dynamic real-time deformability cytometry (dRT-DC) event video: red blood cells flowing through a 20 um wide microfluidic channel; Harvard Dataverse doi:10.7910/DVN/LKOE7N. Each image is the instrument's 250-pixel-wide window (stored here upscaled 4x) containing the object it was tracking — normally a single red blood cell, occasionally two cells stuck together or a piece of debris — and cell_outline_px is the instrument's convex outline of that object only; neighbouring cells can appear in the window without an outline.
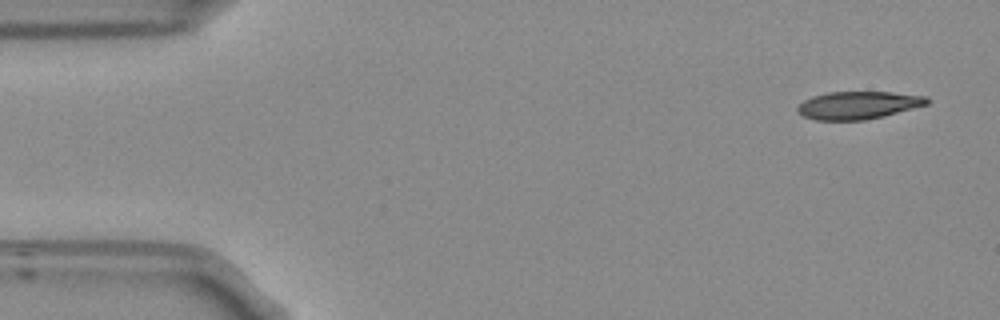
{"species": "Egyptian fruit bat (a non-hibernating species)", "species_latin": "Rousettus aegyptiacus", "temperature_condition": "room temperature", "stored_images_in_passage": 51, "camera_frame_rate_fps": 3000, "um_per_image_px": 0.085, "frame": {"image": 1, "passage_image": 1, "time_ms": 0.0, "image_size_px": [1000, 320], "cell_outline_px": [[932, 100], [928, 104], [884, 116], [864, 120], [816, 120], [804, 116], [796, 112], [796, 108], [804, 100], [812, 96], [828, 92], [892, 92], [928, 96]], "centroid_in_image_um": [72.97, 8.94], "position_along_channel_um": 12.0, "area_um2": 21.04}}
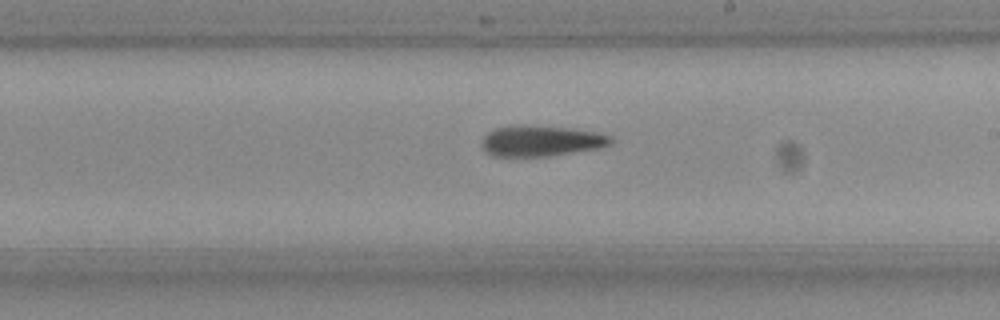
{"frame": {"image": 2, "passage_image": 28, "time_ms": 9.0, "image_size_px": [1000, 320], "cell_outline_px": [[612, 144], [600, 148], [552, 156], [492, 156], [484, 152], [480, 144], [484, 136], [488, 132], [496, 128], [524, 124], [568, 128], [592, 132], [612, 136]], "centroid_in_image_um": [45.96, 11.99], "position_along_channel_um": 243.0, "area_um2": 23.29}}
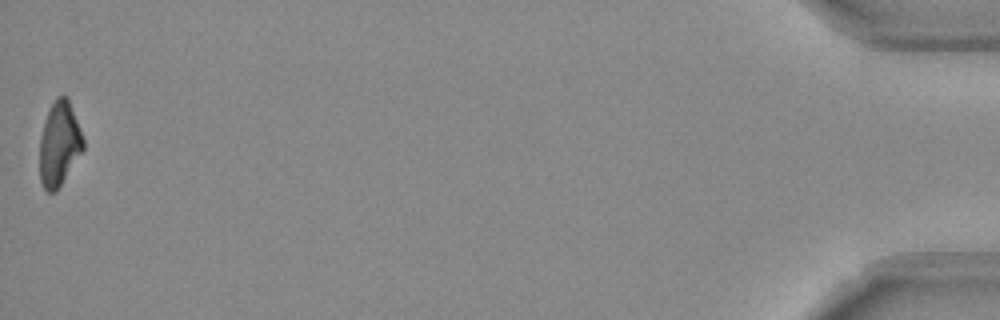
{"frame": {"image": 3, "passage_image": 51, "time_ms": 16.667, "image_size_px": [1000, 320], "cell_outline_px": [[84, 148], [60, 184], [52, 192], [48, 192], [44, 188], [40, 180], [40, 136], [48, 112], [56, 96], [68, 96], [80, 128], [84, 140]], "centroid_in_image_um": [5.04, 12.18], "position_along_channel_um": 430.2, "area_um2": 20.92}}